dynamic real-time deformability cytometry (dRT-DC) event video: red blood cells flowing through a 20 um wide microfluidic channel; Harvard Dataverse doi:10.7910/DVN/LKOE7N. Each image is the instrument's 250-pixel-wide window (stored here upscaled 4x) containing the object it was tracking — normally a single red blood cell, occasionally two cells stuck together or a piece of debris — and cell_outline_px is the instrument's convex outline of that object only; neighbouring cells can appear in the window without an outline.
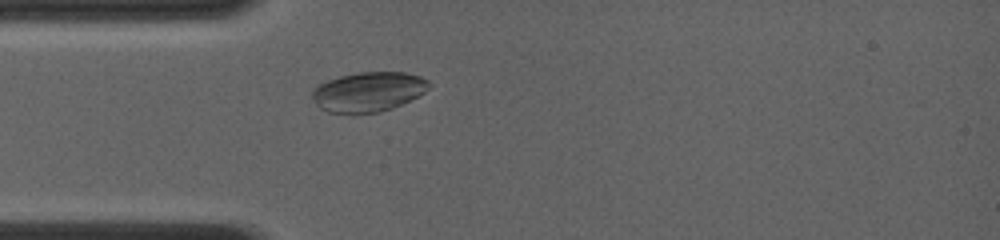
{"species": "common noctule bat (a hibernating species)", "species_latin": "Nyctalus noctula", "temperature_condition": "room temperature", "stored_images_in_passage": 49, "camera_frame_rate_fps": 4000, "um_per_image_px": 0.085, "animal": {"sex": "female", "body_mass_g": 19.0, "forearm_length_mm": 56.7}, "frame": {"image": 1, "passage_image": 12, "time_ms": 2.75, "image_size_px": [1000, 240], "cell_outline_px": [[432, 84], [424, 92], [392, 108], [380, 112], [328, 112], [320, 108], [316, 104], [312, 96], [312, 88], [316, 84], [340, 76], [360, 72], [404, 72], [420, 76], [428, 80]], "centroid_in_image_um": [31.29, 7.78], "position_along_channel_um": 53.7, "area_um2": 26.76}}
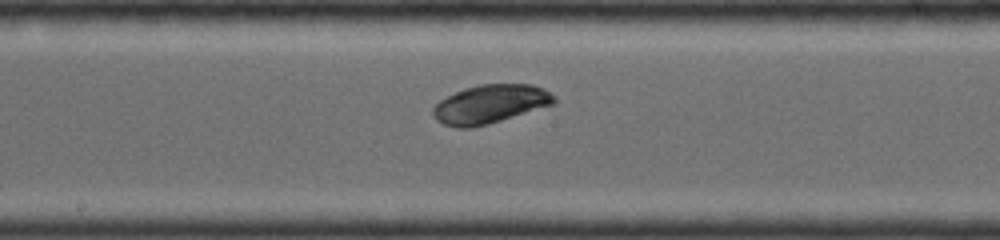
{"frame": {"image": 2, "passage_image": 27, "time_ms": 6.5, "image_size_px": [1000, 240], "cell_outline_px": [[556, 100], [552, 104], [488, 124], [472, 128], [456, 128], [444, 124], [436, 120], [432, 116], [432, 108], [440, 100], [464, 88], [480, 84], [532, 84], [544, 88], [556, 96]], "centroid_in_image_um": [41.64, 8.84], "position_along_channel_um": 206.6, "area_um2": 27.17}}
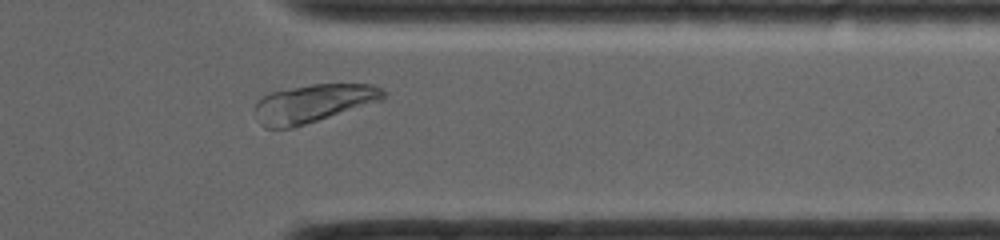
{"frame": {"image": 3, "passage_image": 44, "time_ms": 10.75, "image_size_px": [1000, 240], "cell_outline_px": [[384, 96], [380, 100], [292, 128], [264, 128], [260, 124], [256, 108], [256, 104], [264, 96], [272, 92], [312, 84], [372, 84], [384, 88]], "centroid_in_image_um": [26.63, 8.77], "position_along_channel_um": 384.8, "area_um2": 27.69}, "authors_computed_cell_mechanics": {"area_um2": 27.2816, "velocity_mm_per_s": 4.1764, "shape_relaxation_time_tau1_ms": 0.2058, "shape_relaxation_time_tau2_ms": null, "deformation_change_tau1": 0.0159, "deformation_change_tau2": null}}